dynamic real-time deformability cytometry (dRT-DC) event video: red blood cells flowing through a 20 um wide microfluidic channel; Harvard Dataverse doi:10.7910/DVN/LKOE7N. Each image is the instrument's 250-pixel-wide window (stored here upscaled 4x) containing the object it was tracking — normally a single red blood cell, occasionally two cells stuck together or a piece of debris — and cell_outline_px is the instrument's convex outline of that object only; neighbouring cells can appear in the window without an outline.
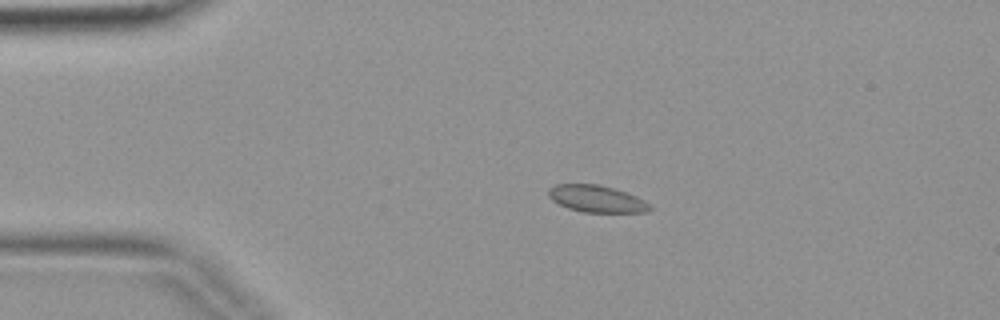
{"species": "common noctule bat (a hibernating species)", "species_latin": "Nyctalus noctula", "temperature_condition": "warm", "stored_images_in_passage": 2, "camera_frame_rate_fps": 3000, "um_per_image_px": 0.085, "animal": {"sex": "female", "body_mass_g": 19.9}, "frame": {"image": 1, "passage_image": 1, "time_ms": 0.0, "image_size_px": [1000, 320], "cell_outline_px": [[652, 208], [644, 212], [584, 212], [568, 208], [552, 200], [548, 196], [548, 188], [556, 184], [596, 184], [612, 188], [636, 196], [644, 200]], "centroid_in_image_um": [50.67, 16.89], "position_along_channel_um": 34.3, "area_um2": 15.66}}